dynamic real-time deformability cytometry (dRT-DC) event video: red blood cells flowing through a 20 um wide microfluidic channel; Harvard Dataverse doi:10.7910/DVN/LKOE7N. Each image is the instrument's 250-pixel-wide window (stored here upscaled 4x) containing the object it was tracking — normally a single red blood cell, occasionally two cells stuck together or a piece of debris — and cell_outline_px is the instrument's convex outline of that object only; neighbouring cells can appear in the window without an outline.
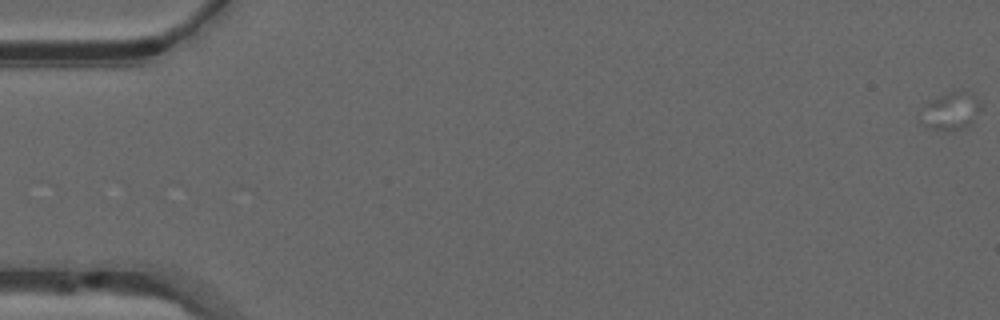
{"species": "common noctule bat (a hibernating species)", "species_latin": "Nyctalus noctula", "temperature_condition": "warm", "stored_images_in_passage": 23, "camera_frame_rate_fps": 3000, "um_per_image_px": 0.085, "animal": {"sex": "male", "forearm_length_mm": 52.5}, "frame": {"image": 1, "passage_image": 1, "time_ms": 0.0, "image_size_px": [1000, 320], "cell_outline_px": [[972, 124], [968, 128], [928, 128], [920, 124], [920, 120], [928, 100], [956, 88], [964, 88], [972, 116]], "centroid_in_image_um": [80.57, 9.44], "position_along_channel_um": 4.4, "area_um2": 11.56}}